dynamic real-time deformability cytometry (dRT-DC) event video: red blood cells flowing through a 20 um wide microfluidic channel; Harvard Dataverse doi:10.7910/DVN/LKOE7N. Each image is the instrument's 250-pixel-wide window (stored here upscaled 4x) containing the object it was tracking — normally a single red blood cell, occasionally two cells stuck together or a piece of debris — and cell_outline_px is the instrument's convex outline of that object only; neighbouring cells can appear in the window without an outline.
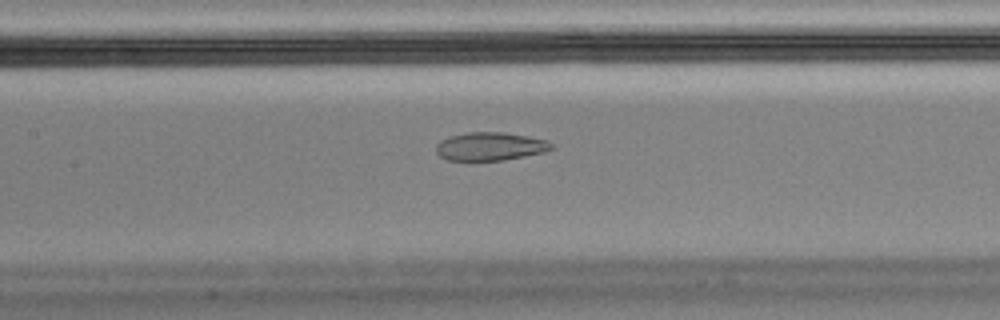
{"species": "Egyptian fruit bat (a non-hibernating species)", "species_latin": "Rousettus aegyptiacus", "temperature_condition": "cold", "stored_images_in_passage": 56, "camera_frame_rate_fps": 3000, "um_per_image_px": 0.085, "animal": {"sex": "male"}, "frame": {"image": 1, "passage_image": 25, "time_ms": 8.0, "image_size_px": [1000, 320], "cell_outline_px": [[552, 148], [544, 152], [504, 160], [444, 160], [436, 152], [436, 144], [440, 140], [448, 136], [468, 132], [504, 132], [528, 136], [548, 140], [552, 144]], "centroid_in_image_um": [41.63, 12.43], "position_along_channel_um": 165.8, "area_um2": 19.07}, "authors_computed_cell_mechanics": {"area_um2": 21.1837, "velocity_mm_per_s": 3.4548, "shape_relaxation_time_tau1_ms": null, "shape_relaxation_time_tau2_ms": 1.557, "deformation_change_tau1": null, "deformation_change_tau2": 0.0664}}